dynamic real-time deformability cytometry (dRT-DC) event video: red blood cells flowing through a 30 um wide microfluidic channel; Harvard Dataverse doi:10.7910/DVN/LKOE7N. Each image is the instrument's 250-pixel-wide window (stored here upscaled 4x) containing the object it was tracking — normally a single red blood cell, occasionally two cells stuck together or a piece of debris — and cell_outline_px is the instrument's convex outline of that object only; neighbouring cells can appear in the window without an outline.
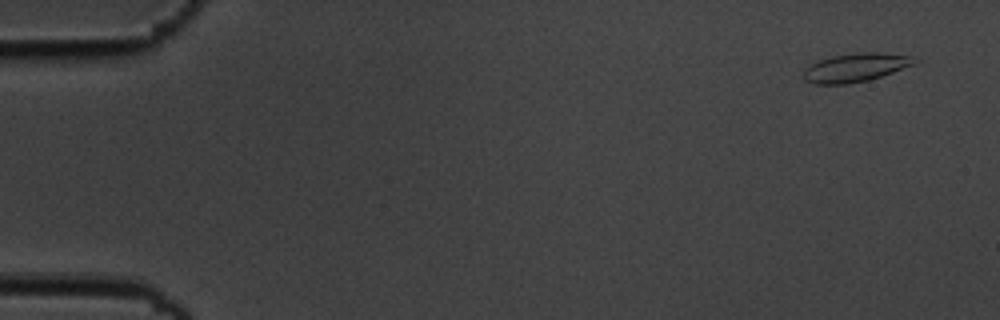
{"species": "common noctule bat (a hibernating species)", "species_latin": "Nyctalus noctula", "temperature_condition": "cold", "stored_images_in_passage": 4, "camera_frame_rate_fps": 3000, "um_per_image_px": 0.085, "animal": {"sex": "male", "body_mass_g": 19.5, "forearm_length_mm": 54.6}, "frame": {"image": 1, "passage_image": 1, "time_ms": 0.0, "image_size_px": [1000, 320], "cell_outline_px": [[920, 60], [916, 64], [868, 80], [848, 84], [816, 84], [804, 80], [804, 72], [812, 64], [820, 60], [832, 56], [860, 52], [884, 52], [908, 56]], "centroid_in_image_um": [72.76, 5.73], "position_along_channel_um": 12.2, "area_um2": 18.26}}